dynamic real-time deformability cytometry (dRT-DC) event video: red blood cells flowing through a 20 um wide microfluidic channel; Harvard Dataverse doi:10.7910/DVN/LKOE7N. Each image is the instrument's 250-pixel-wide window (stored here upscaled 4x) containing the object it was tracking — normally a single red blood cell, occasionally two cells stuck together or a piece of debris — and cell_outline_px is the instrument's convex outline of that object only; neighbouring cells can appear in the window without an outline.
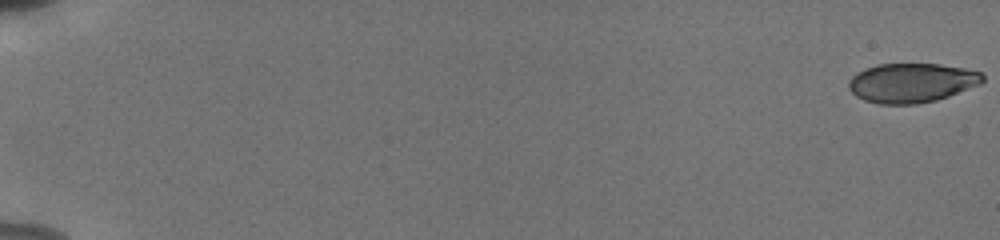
{"species": "human", "species_latin": "Homo sapiens", "temperature_condition": "cold", "stored_images_in_passage": 56, "camera_frame_rate_fps": 3000, "um_per_image_px": 0.085, "donor": {"sex": "male"}, "frame": {"image": 1, "passage_image": 1, "time_ms": 0.0, "image_size_px": [1000, 240], "cell_outline_px": [[984, 80], [980, 84], [948, 96], [936, 100], [916, 104], [880, 104], [864, 100], [856, 96], [848, 88], [848, 80], [856, 72], [864, 68], [876, 64], [940, 64], [964, 68], [980, 72], [984, 76]], "centroid_in_image_um": [77.45, 7.03], "position_along_channel_um": 7.5, "area_um2": 30.81}}
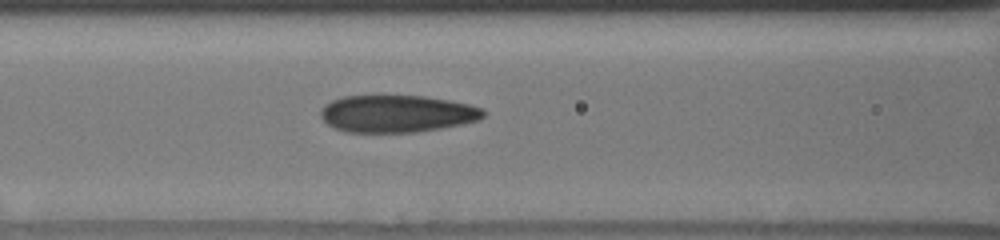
{"frame": {"image": 2, "passage_image": 27, "time_ms": 8.667, "image_size_px": [1000, 240], "cell_outline_px": [[488, 112], [480, 120], [440, 128], [416, 132], [348, 132], [336, 128], [328, 124], [320, 116], [320, 108], [324, 104], [332, 100], [344, 96], [424, 96], [448, 100], [468, 104], [484, 108]], "centroid_in_image_um": [33.75, 9.66], "position_along_channel_um": 132.8, "area_um2": 35.32}}
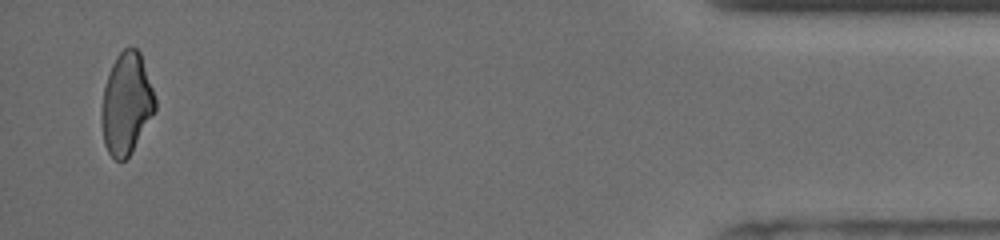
{"frame": {"image": 3, "passage_image": 55, "time_ms": 18.0, "image_size_px": [1000, 240], "cell_outline_px": [[156, 108], [132, 152], [124, 160], [116, 160], [108, 152], [104, 144], [100, 120], [100, 112], [104, 88], [112, 64], [116, 56], [124, 48], [136, 48], [140, 52], [156, 100]], "centroid_in_image_um": [10.72, 8.82], "position_along_channel_um": 424.5, "area_um2": 31.5}, "authors_computed_cell_mechanics": {"area_um2": 34.1598, "velocity_mm_per_s": 3.8337, "shape_relaxation_time_tau1_ms": 5.264, "shape_relaxation_time_tau2_ms": 1.8685, "deformation_change_tau1": 0.1463, "deformation_change_tau2": 0.0669}}